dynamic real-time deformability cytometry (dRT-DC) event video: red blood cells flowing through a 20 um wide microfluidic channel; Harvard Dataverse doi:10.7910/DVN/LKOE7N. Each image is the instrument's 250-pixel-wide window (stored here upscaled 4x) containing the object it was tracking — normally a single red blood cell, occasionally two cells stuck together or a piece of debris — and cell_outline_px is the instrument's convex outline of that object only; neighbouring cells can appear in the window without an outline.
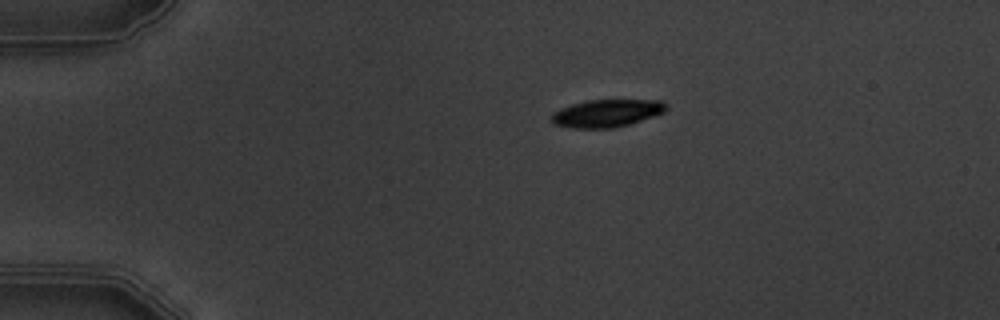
{"species": "common noctule bat (a hibernating species)", "species_latin": "Nyctalus noctula", "temperature_condition": "warm", "stored_images_in_passage": 5, "camera_frame_rate_fps": 3000, "um_per_image_px": 0.085, "animal": {"sex": "male", "body_mass_g": 19.5, "forearm_length_mm": 54.6}, "frame": {"image": 1, "passage_image": 1, "time_ms": 0.0, "image_size_px": [1000, 320], "cell_outline_px": [[668, 108], [664, 112], [616, 128], [572, 128], [552, 124], [548, 116], [552, 112], [560, 108], [572, 104], [588, 100], [660, 100], [668, 104]], "centroid_in_image_um": [51.51, 9.62], "position_along_channel_um": 33.5, "area_um2": 18.61}}
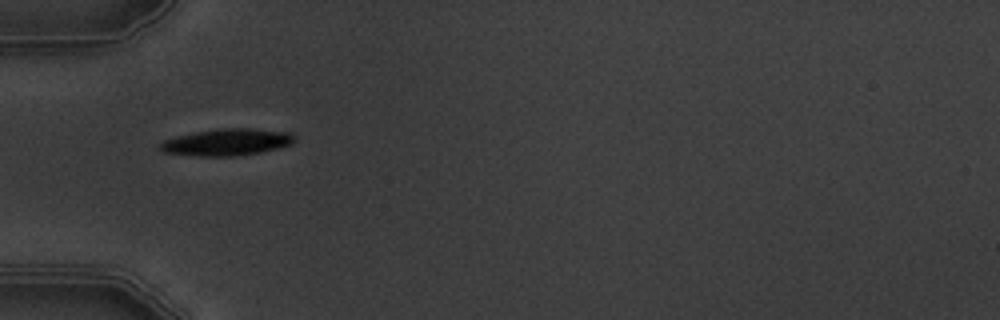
{"frame": {"image": 2, "passage_image": 3, "time_ms": 2.333, "image_size_px": [1000, 320], "cell_outline_px": [[296, 140], [292, 144], [260, 152], [236, 156], [200, 156], [164, 152], [160, 148], [160, 144], [164, 140], [176, 136], [216, 128], [252, 128], [288, 132], [296, 136]], "centroid_in_image_um": [19.32, 12.07], "position_along_channel_um": 65.7, "area_um2": 20.92}}